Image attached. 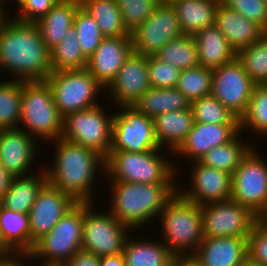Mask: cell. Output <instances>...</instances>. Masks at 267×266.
I'll return each mask as SVG.
<instances>
[{"mask_svg":"<svg viewBox=\"0 0 267 266\" xmlns=\"http://www.w3.org/2000/svg\"><path fill=\"white\" fill-rule=\"evenodd\" d=\"M155 138L161 148L174 152L187 137L194 123L191 108L171 111L153 118ZM165 145V146H164Z\"/></svg>","mask_w":267,"mask_h":266,"instance_id":"83f0119b","label":"cell"},{"mask_svg":"<svg viewBox=\"0 0 267 266\" xmlns=\"http://www.w3.org/2000/svg\"><path fill=\"white\" fill-rule=\"evenodd\" d=\"M19 7L17 16L12 18L26 22L36 23L41 19L59 0H14Z\"/></svg>","mask_w":267,"mask_h":266,"instance_id":"bcb514c9","label":"cell"},{"mask_svg":"<svg viewBox=\"0 0 267 266\" xmlns=\"http://www.w3.org/2000/svg\"><path fill=\"white\" fill-rule=\"evenodd\" d=\"M160 151L162 148L143 152L110 151L104 174L110 176L109 181L175 184L176 166Z\"/></svg>","mask_w":267,"mask_h":266,"instance_id":"277c9868","label":"cell"},{"mask_svg":"<svg viewBox=\"0 0 267 266\" xmlns=\"http://www.w3.org/2000/svg\"><path fill=\"white\" fill-rule=\"evenodd\" d=\"M63 119L54 101L52 90L44 81H22V101L19 129L28 132L36 141H55L62 136ZM24 125V126H23Z\"/></svg>","mask_w":267,"mask_h":266,"instance_id":"8992f818","label":"cell"},{"mask_svg":"<svg viewBox=\"0 0 267 266\" xmlns=\"http://www.w3.org/2000/svg\"><path fill=\"white\" fill-rule=\"evenodd\" d=\"M203 237L248 238L259 218L233 199L200 205Z\"/></svg>","mask_w":267,"mask_h":266,"instance_id":"4fadbf2b","label":"cell"},{"mask_svg":"<svg viewBox=\"0 0 267 266\" xmlns=\"http://www.w3.org/2000/svg\"><path fill=\"white\" fill-rule=\"evenodd\" d=\"M240 132L228 143L210 149L199 162L205 166L233 174L241 160L253 148L252 144L244 143Z\"/></svg>","mask_w":267,"mask_h":266,"instance_id":"d6a6232c","label":"cell"},{"mask_svg":"<svg viewBox=\"0 0 267 266\" xmlns=\"http://www.w3.org/2000/svg\"><path fill=\"white\" fill-rule=\"evenodd\" d=\"M171 266H203L195 253L173 255Z\"/></svg>","mask_w":267,"mask_h":266,"instance_id":"681fc988","label":"cell"},{"mask_svg":"<svg viewBox=\"0 0 267 266\" xmlns=\"http://www.w3.org/2000/svg\"><path fill=\"white\" fill-rule=\"evenodd\" d=\"M134 107L148 117L190 108V101L175 87L147 89Z\"/></svg>","mask_w":267,"mask_h":266,"instance_id":"f546056e","label":"cell"},{"mask_svg":"<svg viewBox=\"0 0 267 266\" xmlns=\"http://www.w3.org/2000/svg\"><path fill=\"white\" fill-rule=\"evenodd\" d=\"M150 87L148 56L132 52L105 89L117 106H134Z\"/></svg>","mask_w":267,"mask_h":266,"instance_id":"2e32d148","label":"cell"},{"mask_svg":"<svg viewBox=\"0 0 267 266\" xmlns=\"http://www.w3.org/2000/svg\"><path fill=\"white\" fill-rule=\"evenodd\" d=\"M73 26L77 32L81 51L88 59L95 53L104 36L94 18L81 6L75 14Z\"/></svg>","mask_w":267,"mask_h":266,"instance_id":"60d3db41","label":"cell"},{"mask_svg":"<svg viewBox=\"0 0 267 266\" xmlns=\"http://www.w3.org/2000/svg\"><path fill=\"white\" fill-rule=\"evenodd\" d=\"M100 266H125V257L123 252L100 257Z\"/></svg>","mask_w":267,"mask_h":266,"instance_id":"816d5d0a","label":"cell"},{"mask_svg":"<svg viewBox=\"0 0 267 266\" xmlns=\"http://www.w3.org/2000/svg\"><path fill=\"white\" fill-rule=\"evenodd\" d=\"M199 64L214 69L236 58L237 53L227 42L216 24L207 26L193 35Z\"/></svg>","mask_w":267,"mask_h":266,"instance_id":"4316f807","label":"cell"},{"mask_svg":"<svg viewBox=\"0 0 267 266\" xmlns=\"http://www.w3.org/2000/svg\"><path fill=\"white\" fill-rule=\"evenodd\" d=\"M88 59L81 51L77 38V32L72 26L59 42L51 50L52 71L84 69L87 68Z\"/></svg>","mask_w":267,"mask_h":266,"instance_id":"836d02e7","label":"cell"},{"mask_svg":"<svg viewBox=\"0 0 267 266\" xmlns=\"http://www.w3.org/2000/svg\"><path fill=\"white\" fill-rule=\"evenodd\" d=\"M194 122L240 124L239 119L211 94L190 102Z\"/></svg>","mask_w":267,"mask_h":266,"instance_id":"ab89813d","label":"cell"},{"mask_svg":"<svg viewBox=\"0 0 267 266\" xmlns=\"http://www.w3.org/2000/svg\"><path fill=\"white\" fill-rule=\"evenodd\" d=\"M183 33L170 3H159L150 17L130 32L133 52L154 55L169 41Z\"/></svg>","mask_w":267,"mask_h":266,"instance_id":"9a60e30c","label":"cell"},{"mask_svg":"<svg viewBox=\"0 0 267 266\" xmlns=\"http://www.w3.org/2000/svg\"><path fill=\"white\" fill-rule=\"evenodd\" d=\"M112 124L110 151L143 152L160 149L155 138L152 117L139 112L134 106H119Z\"/></svg>","mask_w":267,"mask_h":266,"instance_id":"7c38bea8","label":"cell"},{"mask_svg":"<svg viewBox=\"0 0 267 266\" xmlns=\"http://www.w3.org/2000/svg\"><path fill=\"white\" fill-rule=\"evenodd\" d=\"M4 2H5L4 0H0V27H1L2 23L8 18V14H7L8 11H5L6 9H4V7H5L4 6L5 4H3Z\"/></svg>","mask_w":267,"mask_h":266,"instance_id":"f5cc1de1","label":"cell"},{"mask_svg":"<svg viewBox=\"0 0 267 266\" xmlns=\"http://www.w3.org/2000/svg\"><path fill=\"white\" fill-rule=\"evenodd\" d=\"M123 22L129 32L142 25L159 4L158 0H116Z\"/></svg>","mask_w":267,"mask_h":266,"instance_id":"b9f144b4","label":"cell"},{"mask_svg":"<svg viewBox=\"0 0 267 266\" xmlns=\"http://www.w3.org/2000/svg\"><path fill=\"white\" fill-rule=\"evenodd\" d=\"M63 266H100V257L94 253L80 250Z\"/></svg>","mask_w":267,"mask_h":266,"instance_id":"7dc6e473","label":"cell"},{"mask_svg":"<svg viewBox=\"0 0 267 266\" xmlns=\"http://www.w3.org/2000/svg\"><path fill=\"white\" fill-rule=\"evenodd\" d=\"M212 69L198 65L194 68L181 70L175 86L192 102L211 94Z\"/></svg>","mask_w":267,"mask_h":266,"instance_id":"f35d334b","label":"cell"},{"mask_svg":"<svg viewBox=\"0 0 267 266\" xmlns=\"http://www.w3.org/2000/svg\"><path fill=\"white\" fill-rule=\"evenodd\" d=\"M22 257H24V259L25 258L30 259L28 253H18V252H15V254L14 252L2 253L0 254V266H27L25 262L23 263Z\"/></svg>","mask_w":267,"mask_h":266,"instance_id":"c3c4849f","label":"cell"},{"mask_svg":"<svg viewBox=\"0 0 267 266\" xmlns=\"http://www.w3.org/2000/svg\"><path fill=\"white\" fill-rule=\"evenodd\" d=\"M248 259L267 266V219L258 218L247 239Z\"/></svg>","mask_w":267,"mask_h":266,"instance_id":"ee69618b","label":"cell"},{"mask_svg":"<svg viewBox=\"0 0 267 266\" xmlns=\"http://www.w3.org/2000/svg\"><path fill=\"white\" fill-rule=\"evenodd\" d=\"M102 108L97 105L67 114L61 137L90 148L106 159L112 145L113 115L109 117Z\"/></svg>","mask_w":267,"mask_h":266,"instance_id":"9c48e42d","label":"cell"},{"mask_svg":"<svg viewBox=\"0 0 267 266\" xmlns=\"http://www.w3.org/2000/svg\"><path fill=\"white\" fill-rule=\"evenodd\" d=\"M247 239L242 237H203L195 255L203 266H244L248 258Z\"/></svg>","mask_w":267,"mask_h":266,"instance_id":"7402d4cb","label":"cell"},{"mask_svg":"<svg viewBox=\"0 0 267 266\" xmlns=\"http://www.w3.org/2000/svg\"><path fill=\"white\" fill-rule=\"evenodd\" d=\"M240 132V124H205L194 122L185 140L173 152L199 161L210 149L230 142ZM189 157V158H188Z\"/></svg>","mask_w":267,"mask_h":266,"instance_id":"ffe728a7","label":"cell"},{"mask_svg":"<svg viewBox=\"0 0 267 266\" xmlns=\"http://www.w3.org/2000/svg\"><path fill=\"white\" fill-rule=\"evenodd\" d=\"M81 7L94 18L104 37L127 36L116 0H80Z\"/></svg>","mask_w":267,"mask_h":266,"instance_id":"1f68e13d","label":"cell"},{"mask_svg":"<svg viewBox=\"0 0 267 266\" xmlns=\"http://www.w3.org/2000/svg\"><path fill=\"white\" fill-rule=\"evenodd\" d=\"M81 6L80 0H59L35 24L45 45L52 50L73 26L74 17Z\"/></svg>","mask_w":267,"mask_h":266,"instance_id":"d4e9b609","label":"cell"},{"mask_svg":"<svg viewBox=\"0 0 267 266\" xmlns=\"http://www.w3.org/2000/svg\"><path fill=\"white\" fill-rule=\"evenodd\" d=\"M33 246L28 214L6 209L0 204V254L29 253Z\"/></svg>","mask_w":267,"mask_h":266,"instance_id":"cb8c5ba5","label":"cell"},{"mask_svg":"<svg viewBox=\"0 0 267 266\" xmlns=\"http://www.w3.org/2000/svg\"><path fill=\"white\" fill-rule=\"evenodd\" d=\"M239 122L241 133L247 128L267 136V84H256L247 111Z\"/></svg>","mask_w":267,"mask_h":266,"instance_id":"74e56055","label":"cell"},{"mask_svg":"<svg viewBox=\"0 0 267 266\" xmlns=\"http://www.w3.org/2000/svg\"><path fill=\"white\" fill-rule=\"evenodd\" d=\"M54 142L55 164L51 168L45 167L47 182L77 203H94L92 184L98 167L105 172V158L90 148L62 137Z\"/></svg>","mask_w":267,"mask_h":266,"instance_id":"7a4b0ae2","label":"cell"},{"mask_svg":"<svg viewBox=\"0 0 267 266\" xmlns=\"http://www.w3.org/2000/svg\"><path fill=\"white\" fill-rule=\"evenodd\" d=\"M84 203H76L47 234L34 243L30 260L39 258L42 265L63 266L82 250Z\"/></svg>","mask_w":267,"mask_h":266,"instance_id":"52a82bcc","label":"cell"},{"mask_svg":"<svg viewBox=\"0 0 267 266\" xmlns=\"http://www.w3.org/2000/svg\"><path fill=\"white\" fill-rule=\"evenodd\" d=\"M0 67L21 81H44L51 74V50L35 23L18 21L12 16L2 23Z\"/></svg>","mask_w":267,"mask_h":266,"instance_id":"6da1fadb","label":"cell"},{"mask_svg":"<svg viewBox=\"0 0 267 266\" xmlns=\"http://www.w3.org/2000/svg\"><path fill=\"white\" fill-rule=\"evenodd\" d=\"M179 184H140L111 181L112 203L109 211L131 230L159 216L176 194Z\"/></svg>","mask_w":267,"mask_h":266,"instance_id":"3957f363","label":"cell"},{"mask_svg":"<svg viewBox=\"0 0 267 266\" xmlns=\"http://www.w3.org/2000/svg\"><path fill=\"white\" fill-rule=\"evenodd\" d=\"M75 202L69 195L51 186L48 182L39 191L29 216L30 240L35 243L47 234L71 209Z\"/></svg>","mask_w":267,"mask_h":266,"instance_id":"e0dca14e","label":"cell"},{"mask_svg":"<svg viewBox=\"0 0 267 266\" xmlns=\"http://www.w3.org/2000/svg\"><path fill=\"white\" fill-rule=\"evenodd\" d=\"M45 81L50 86L53 101L63 117L71 112L100 105L96 96L99 91L102 93L105 90L87 68L52 71Z\"/></svg>","mask_w":267,"mask_h":266,"instance_id":"ba28073f","label":"cell"},{"mask_svg":"<svg viewBox=\"0 0 267 266\" xmlns=\"http://www.w3.org/2000/svg\"><path fill=\"white\" fill-rule=\"evenodd\" d=\"M19 128L0 130V162L14 177L26 176L35 159L36 141Z\"/></svg>","mask_w":267,"mask_h":266,"instance_id":"44dd1931","label":"cell"},{"mask_svg":"<svg viewBox=\"0 0 267 266\" xmlns=\"http://www.w3.org/2000/svg\"><path fill=\"white\" fill-rule=\"evenodd\" d=\"M255 86L237 57L212 69L211 95L239 120L247 111Z\"/></svg>","mask_w":267,"mask_h":266,"instance_id":"5bb4252c","label":"cell"},{"mask_svg":"<svg viewBox=\"0 0 267 266\" xmlns=\"http://www.w3.org/2000/svg\"><path fill=\"white\" fill-rule=\"evenodd\" d=\"M159 216L166 247L174 255L195 253L203 240L200 205L187 200L177 191Z\"/></svg>","mask_w":267,"mask_h":266,"instance_id":"5b68a950","label":"cell"},{"mask_svg":"<svg viewBox=\"0 0 267 266\" xmlns=\"http://www.w3.org/2000/svg\"><path fill=\"white\" fill-rule=\"evenodd\" d=\"M40 266H59V265H42V264H40Z\"/></svg>","mask_w":267,"mask_h":266,"instance_id":"9f6ffc18","label":"cell"},{"mask_svg":"<svg viewBox=\"0 0 267 266\" xmlns=\"http://www.w3.org/2000/svg\"><path fill=\"white\" fill-rule=\"evenodd\" d=\"M244 266H265V265H261V264L254 263V262L250 261V260L247 258V260L245 261Z\"/></svg>","mask_w":267,"mask_h":266,"instance_id":"db71d44e","label":"cell"},{"mask_svg":"<svg viewBox=\"0 0 267 266\" xmlns=\"http://www.w3.org/2000/svg\"><path fill=\"white\" fill-rule=\"evenodd\" d=\"M221 4L255 22L267 32V4L264 0H220Z\"/></svg>","mask_w":267,"mask_h":266,"instance_id":"f6af8a7d","label":"cell"},{"mask_svg":"<svg viewBox=\"0 0 267 266\" xmlns=\"http://www.w3.org/2000/svg\"><path fill=\"white\" fill-rule=\"evenodd\" d=\"M158 59L176 66L180 70L197 67V46L193 35L182 34L169 41L156 54Z\"/></svg>","mask_w":267,"mask_h":266,"instance_id":"e575fe53","label":"cell"},{"mask_svg":"<svg viewBox=\"0 0 267 266\" xmlns=\"http://www.w3.org/2000/svg\"><path fill=\"white\" fill-rule=\"evenodd\" d=\"M220 0H173L170 2L176 12L183 34L194 35L207 26L216 24Z\"/></svg>","mask_w":267,"mask_h":266,"instance_id":"484cf974","label":"cell"},{"mask_svg":"<svg viewBox=\"0 0 267 266\" xmlns=\"http://www.w3.org/2000/svg\"><path fill=\"white\" fill-rule=\"evenodd\" d=\"M14 176L9 173L0 162V200L4 197L7 190L11 187Z\"/></svg>","mask_w":267,"mask_h":266,"instance_id":"f907efd6","label":"cell"},{"mask_svg":"<svg viewBox=\"0 0 267 266\" xmlns=\"http://www.w3.org/2000/svg\"><path fill=\"white\" fill-rule=\"evenodd\" d=\"M125 266H171L173 253L161 242L126 239L123 249Z\"/></svg>","mask_w":267,"mask_h":266,"instance_id":"4dcf8cb0","label":"cell"},{"mask_svg":"<svg viewBox=\"0 0 267 266\" xmlns=\"http://www.w3.org/2000/svg\"><path fill=\"white\" fill-rule=\"evenodd\" d=\"M132 52L130 34L104 37L95 53L88 58L87 70L106 88Z\"/></svg>","mask_w":267,"mask_h":266,"instance_id":"d6986e66","label":"cell"},{"mask_svg":"<svg viewBox=\"0 0 267 266\" xmlns=\"http://www.w3.org/2000/svg\"><path fill=\"white\" fill-rule=\"evenodd\" d=\"M22 101V81L0 82V130L19 127Z\"/></svg>","mask_w":267,"mask_h":266,"instance_id":"d590c367","label":"cell"},{"mask_svg":"<svg viewBox=\"0 0 267 266\" xmlns=\"http://www.w3.org/2000/svg\"><path fill=\"white\" fill-rule=\"evenodd\" d=\"M181 70L176 66L158 59L155 55L148 56V77L152 88H173L176 86Z\"/></svg>","mask_w":267,"mask_h":266,"instance_id":"7bdbcfd3","label":"cell"},{"mask_svg":"<svg viewBox=\"0 0 267 266\" xmlns=\"http://www.w3.org/2000/svg\"><path fill=\"white\" fill-rule=\"evenodd\" d=\"M236 57L255 84H267V32L238 51Z\"/></svg>","mask_w":267,"mask_h":266,"instance_id":"8d00e7d4","label":"cell"},{"mask_svg":"<svg viewBox=\"0 0 267 266\" xmlns=\"http://www.w3.org/2000/svg\"><path fill=\"white\" fill-rule=\"evenodd\" d=\"M216 25L237 53L253 44L265 31L255 22L220 3Z\"/></svg>","mask_w":267,"mask_h":266,"instance_id":"603a6c76","label":"cell"},{"mask_svg":"<svg viewBox=\"0 0 267 266\" xmlns=\"http://www.w3.org/2000/svg\"><path fill=\"white\" fill-rule=\"evenodd\" d=\"M40 170L36 175L27 173L26 176L14 177L0 204L6 209L28 214L39 191L47 183L46 169Z\"/></svg>","mask_w":267,"mask_h":266,"instance_id":"f1b7e54d","label":"cell"},{"mask_svg":"<svg viewBox=\"0 0 267 266\" xmlns=\"http://www.w3.org/2000/svg\"><path fill=\"white\" fill-rule=\"evenodd\" d=\"M191 188L180 194L198 205L220 202L231 198L232 174L194 161L191 169Z\"/></svg>","mask_w":267,"mask_h":266,"instance_id":"ac0fdd59","label":"cell"},{"mask_svg":"<svg viewBox=\"0 0 267 266\" xmlns=\"http://www.w3.org/2000/svg\"><path fill=\"white\" fill-rule=\"evenodd\" d=\"M93 203H84L82 250L99 257L123 252L129 226L120 222L110 211L94 212Z\"/></svg>","mask_w":267,"mask_h":266,"instance_id":"8fae6325","label":"cell"},{"mask_svg":"<svg viewBox=\"0 0 267 266\" xmlns=\"http://www.w3.org/2000/svg\"><path fill=\"white\" fill-rule=\"evenodd\" d=\"M254 148L232 174L231 199L263 218L267 215V162Z\"/></svg>","mask_w":267,"mask_h":266,"instance_id":"30bf717a","label":"cell"},{"mask_svg":"<svg viewBox=\"0 0 267 266\" xmlns=\"http://www.w3.org/2000/svg\"><path fill=\"white\" fill-rule=\"evenodd\" d=\"M159 3H170L172 2L173 0H158Z\"/></svg>","mask_w":267,"mask_h":266,"instance_id":"11a10c76","label":"cell"}]
</instances>
